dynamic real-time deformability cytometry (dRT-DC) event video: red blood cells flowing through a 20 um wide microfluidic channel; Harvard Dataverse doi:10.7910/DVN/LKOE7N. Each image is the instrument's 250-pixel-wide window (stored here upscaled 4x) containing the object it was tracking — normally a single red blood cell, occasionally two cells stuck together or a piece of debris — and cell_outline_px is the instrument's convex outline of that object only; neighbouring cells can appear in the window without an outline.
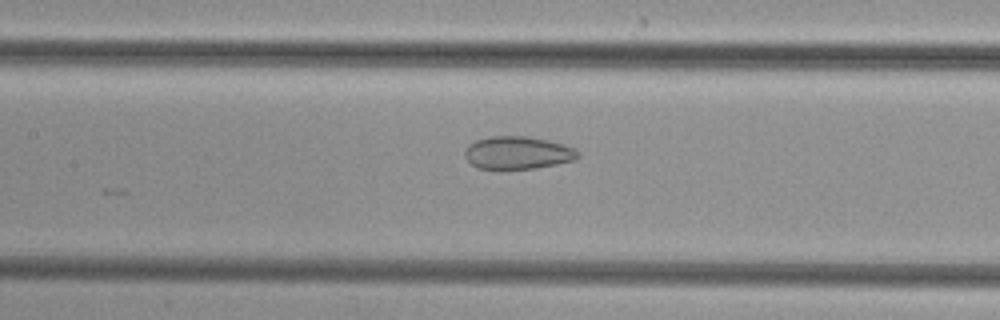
{"species": "common noctule bat (a hibernating species)", "species_latin": "Nyctalus noctula", "temperature_condition": "cold", "stored_images_in_passage": 22, "camera_frame_rate_fps": 3000, "um_per_image_px": 0.085, "animal": {"sex": "female", "body_mass_g": 29.2, "forearm_length_mm": 56.3}, "frame": {"image": 1, "passage_image": 18, "time_ms": 5.667, "image_size_px": [1000, 320], "cell_outline_px": [[580, 156], [576, 160], [536, 168], [504, 172], [500, 172], [476, 168], [464, 156], [464, 152], [468, 144], [476, 140], [492, 136], [528, 136], [548, 140], [564, 144], [576, 148], [580, 152]], "centroid_in_image_um": [44.0, 13.03], "position_along_channel_um": 163.4, "area_um2": 22.6}}
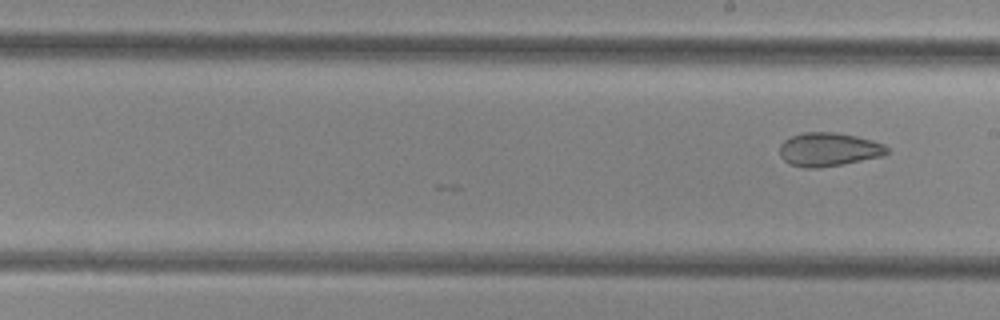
{"frame": {"image": 2, "passage_image": 22, "time_ms": 7.0, "image_size_px": [1000, 320], "cell_outline_px": [[888, 152], [880, 156], [844, 164], [816, 168], [804, 168], [788, 164], [780, 156], [780, 144], [784, 140], [792, 136], [804, 132], [832, 132], [856, 136], [872, 140], [884, 144], [888, 148]], "centroid_in_image_um": [70.4, 12.71], "position_along_channel_um": 218.6, "area_um2": 20.98}}